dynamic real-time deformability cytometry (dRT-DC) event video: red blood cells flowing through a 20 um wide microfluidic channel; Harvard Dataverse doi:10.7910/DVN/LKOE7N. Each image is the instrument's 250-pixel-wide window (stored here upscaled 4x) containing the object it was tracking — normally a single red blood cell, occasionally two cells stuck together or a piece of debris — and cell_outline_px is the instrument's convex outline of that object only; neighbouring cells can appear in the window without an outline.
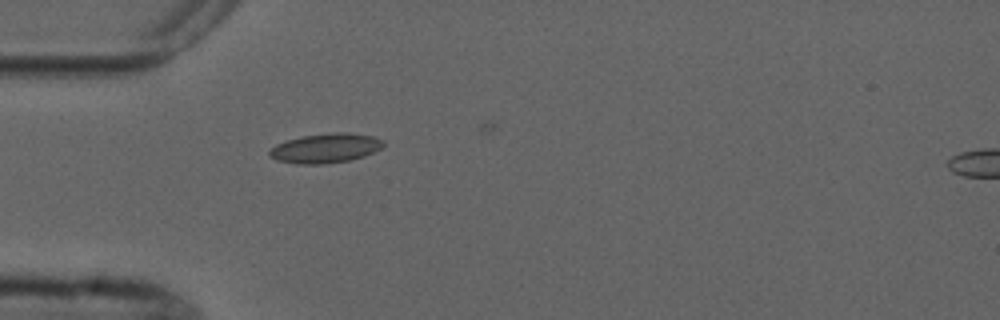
{"species": "common noctule bat (a hibernating species)", "species_latin": "Nyctalus noctula", "temperature_condition": "cold", "stored_images_in_passage": 4, "camera_frame_rate_fps": 3000, "um_per_image_px": 0.085, "animal": {"sex": "male", "forearm_length_mm": 52.5}, "frame": {"image": 1, "passage_image": 4, "time_ms": 3.333, "image_size_px": [1000, 320], "cell_outline_px": [[384, 144], [380, 148], [364, 156], [348, 160], [324, 164], [296, 164], [276, 160], [268, 156], [268, 152], [276, 144], [300, 136], [336, 132], [348, 132], [372, 136], [384, 140]], "centroid_in_image_um": [27.64, 12.59], "position_along_channel_um": 57.4, "area_um2": 19.54}}